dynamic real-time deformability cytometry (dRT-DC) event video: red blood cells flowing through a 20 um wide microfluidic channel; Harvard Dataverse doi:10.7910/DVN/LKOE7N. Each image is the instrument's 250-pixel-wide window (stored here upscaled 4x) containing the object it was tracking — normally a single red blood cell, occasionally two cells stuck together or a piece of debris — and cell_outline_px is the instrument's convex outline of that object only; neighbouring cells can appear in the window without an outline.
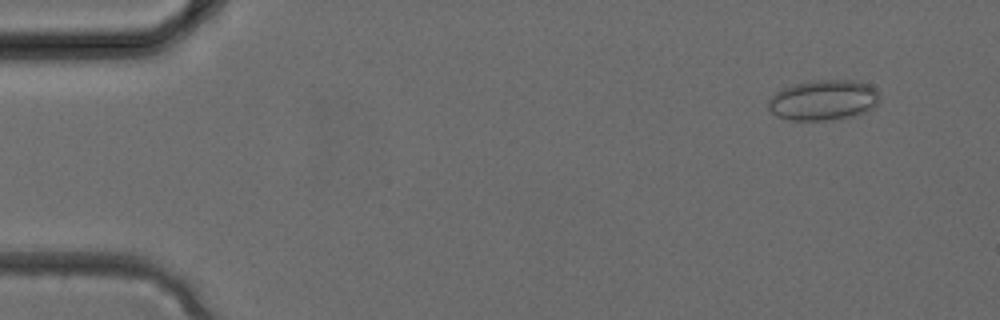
{"species": "common noctule bat (a hibernating species)", "species_latin": "Nyctalus noctula", "temperature_condition": "cold", "stored_images_in_passage": 3, "camera_frame_rate_fps": 3000, "um_per_image_px": 0.085, "animal": {"sex": "female", "body_mass_g": 24.6, "forearm_length_mm": 56.2}, "frame": {"image": 1, "passage_image": 1, "time_ms": 0.0, "image_size_px": [1000, 320], "cell_outline_px": [[880, 100], [872, 108], [856, 116], [828, 120], [792, 120], [776, 116], [768, 108], [768, 100], [780, 88], [792, 84], [812, 80], [856, 80], [868, 84], [876, 88], [880, 96]], "centroid_in_image_um": [69.99, 8.5], "position_along_channel_um": 15.0, "area_um2": 26.53}}